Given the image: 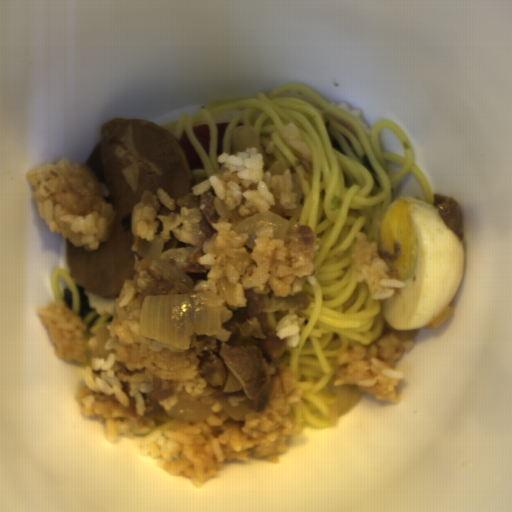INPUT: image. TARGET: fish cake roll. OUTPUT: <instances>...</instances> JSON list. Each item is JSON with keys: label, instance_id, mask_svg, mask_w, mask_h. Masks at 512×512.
<instances>
[{"label": "fish cake roll", "instance_id": "2", "mask_svg": "<svg viewBox=\"0 0 512 512\" xmlns=\"http://www.w3.org/2000/svg\"><path fill=\"white\" fill-rule=\"evenodd\" d=\"M330 103L339 108L340 110H342L343 112H345L346 114H348L349 116H351L362 129L366 137L370 139L373 128L369 123L366 122L364 118V113L361 110V108H350L347 101H331Z\"/></svg>", "mask_w": 512, "mask_h": 512}, {"label": "fish cake roll", "instance_id": "1", "mask_svg": "<svg viewBox=\"0 0 512 512\" xmlns=\"http://www.w3.org/2000/svg\"><path fill=\"white\" fill-rule=\"evenodd\" d=\"M84 294L88 298L89 305L95 313L102 314L104 312L115 316L116 308L118 306V294L112 298H107L96 293L90 292L84 288Z\"/></svg>", "mask_w": 512, "mask_h": 512}]
</instances>
